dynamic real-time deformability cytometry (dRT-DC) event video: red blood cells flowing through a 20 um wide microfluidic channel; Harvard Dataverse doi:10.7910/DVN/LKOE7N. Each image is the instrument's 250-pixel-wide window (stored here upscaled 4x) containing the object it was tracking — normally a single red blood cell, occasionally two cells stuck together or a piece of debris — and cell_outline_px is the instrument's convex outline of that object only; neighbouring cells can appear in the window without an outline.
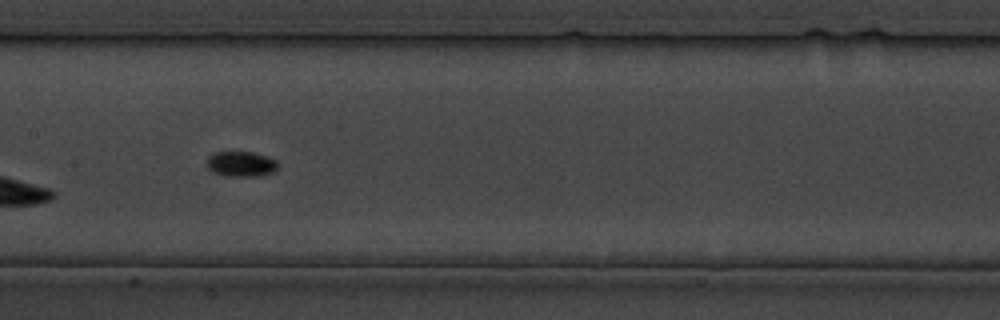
{"species": "common noctule bat (a hibernating species)", "species_latin": "Nyctalus noctula", "temperature_condition": "cold", "stored_images_in_passage": 16, "camera_frame_rate_fps": 3000, "um_per_image_px": 0.085, "animal": {"sex": "male", "body_mass_g": 19.5, "forearm_length_mm": 54.6}, "frame": {"image": 1, "passage_image": 7, "time_ms": 7.667, "image_size_px": [1000, 320], "cell_outline_px": [[276, 168], [272, 172], [260, 176], [224, 176], [212, 172], [204, 164], [208, 156], [216, 152], [252, 152], [268, 156], [276, 160]], "centroid_in_image_um": [20.43, 13.94], "position_along_channel_um": 187.0, "area_um2": 10.58}}